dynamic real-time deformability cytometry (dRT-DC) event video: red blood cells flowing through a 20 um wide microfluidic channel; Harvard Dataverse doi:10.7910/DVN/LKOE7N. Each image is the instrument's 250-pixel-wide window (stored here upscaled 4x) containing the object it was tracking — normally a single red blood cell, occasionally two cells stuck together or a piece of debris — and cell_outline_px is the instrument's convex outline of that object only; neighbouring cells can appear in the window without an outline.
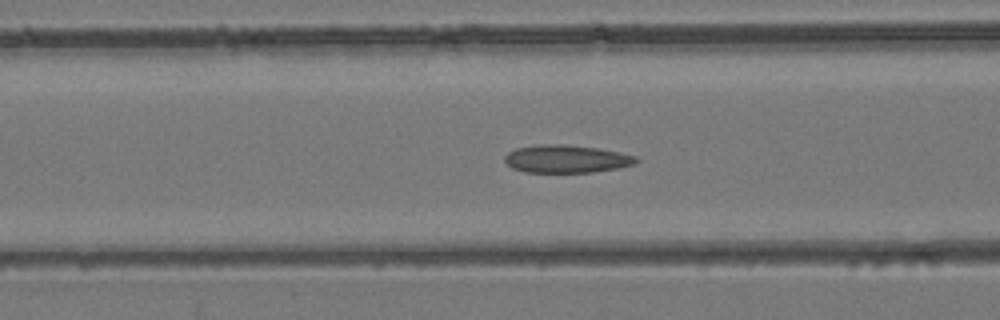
{"species": "common noctule bat (a hibernating species)", "species_latin": "Nyctalus noctula", "temperature_condition": "room temperature", "stored_images_in_passage": 26, "camera_frame_rate_fps": 3000, "um_per_image_px": 0.085, "animal": {"sex": "female", "body_mass_g": 24.6, "forearm_length_mm": 56.2}, "frame": {"image": 1, "passage_image": 8, "time_ms": 2.333, "image_size_px": [1000, 320], "cell_outline_px": [[640, 160], [632, 164], [620, 168], [592, 172], [524, 172], [512, 168], [504, 160], [504, 156], [508, 152], [516, 148], [540, 144], [564, 144], [596, 148], [636, 156]], "centroid_in_image_um": [48.11, 13.51], "position_along_channel_um": 118.5, "area_um2": 21.21}}
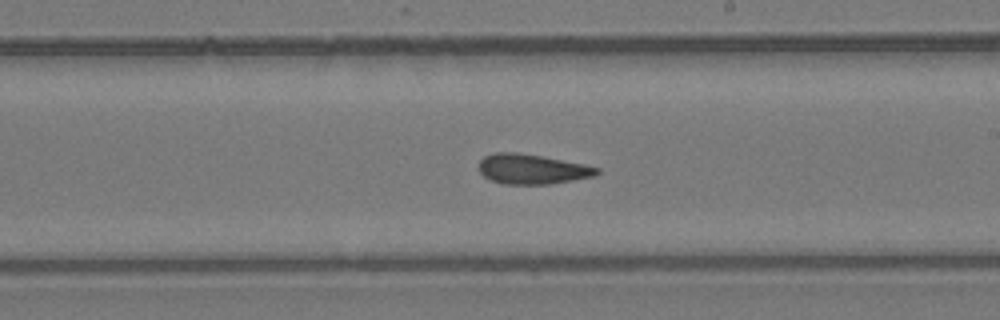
{"frame": {"image": 2, "passage_image": 16, "time_ms": 5.0, "image_size_px": [1000, 320], "cell_outline_px": [[600, 172], [596, 176], [548, 184], [504, 184], [492, 180], [484, 176], [480, 172], [480, 160], [484, 156], [496, 152], [516, 152], [540, 156], [584, 164], [600, 168]], "centroid_in_image_um": [45.24, 14.37], "position_along_channel_um": 243.8, "area_um2": 20.4}}
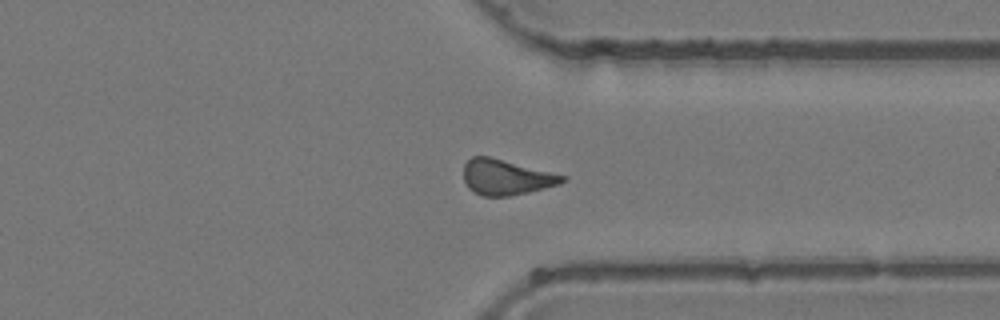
{"frame": {"image": 3, "passage_image": 24, "time_ms": 7.667, "image_size_px": [1000, 320], "cell_outline_px": [[568, 176], [560, 184], [512, 196], [484, 196], [472, 192], [468, 188], [464, 180], [464, 164], [472, 156], [488, 156]], "centroid_in_image_um": [43.0, 15.07], "position_along_channel_um": 368.4, "area_um2": 20.35}}